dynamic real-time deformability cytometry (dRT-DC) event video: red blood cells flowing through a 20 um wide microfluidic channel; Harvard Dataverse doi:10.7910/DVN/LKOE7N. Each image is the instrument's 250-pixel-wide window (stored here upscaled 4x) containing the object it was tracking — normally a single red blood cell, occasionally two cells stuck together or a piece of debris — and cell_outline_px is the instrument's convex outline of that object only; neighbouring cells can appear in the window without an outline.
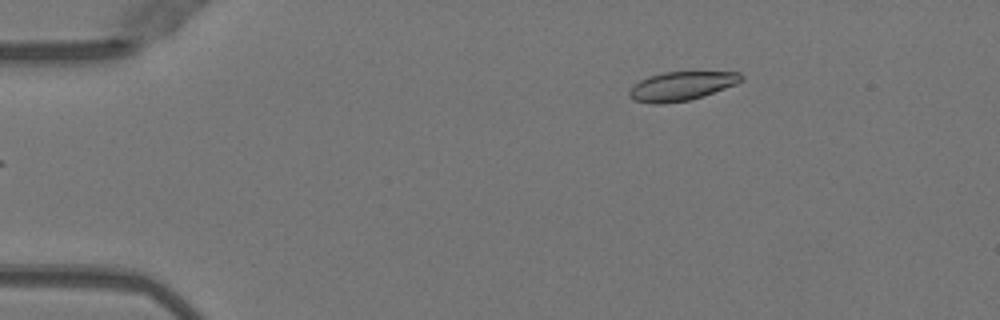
{"species": "Egyptian fruit bat (a non-hibernating species)", "species_latin": "Rousettus aegyptiacus", "temperature_condition": "warm", "stored_images_in_passage": 44, "camera_frame_rate_fps": 3000, "um_per_image_px": 0.085, "animal": {"sex": "female"}, "frame": {"image": 1, "passage_image": 1, "time_ms": 0.0, "image_size_px": [1000, 320], "cell_outline_px": [[744, 80], [736, 84], [704, 96], [688, 100], [660, 104], [652, 104], [632, 100], [628, 96], [628, 92], [640, 80], [648, 76], [664, 72], [740, 72], [744, 76]], "centroid_in_image_um": [57.93, 7.32], "position_along_channel_um": 27.1, "area_um2": 18.9}}
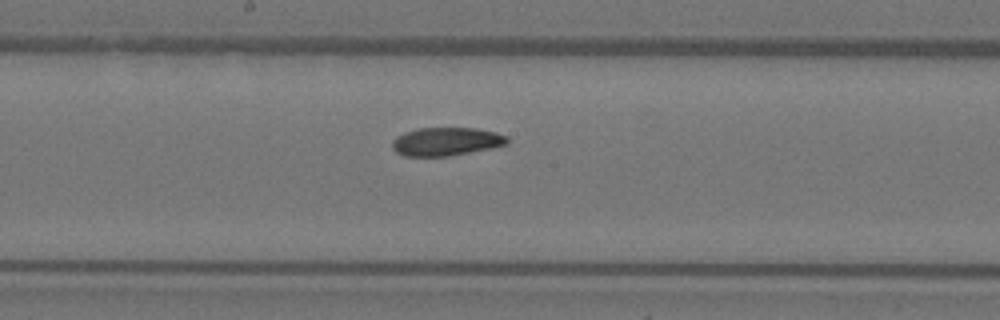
{"frame": {"image": 2, "passage_image": 20, "time_ms": 6.333, "image_size_px": [1000, 320], "cell_outline_px": [[508, 144], [492, 148], [452, 156], [404, 156], [396, 152], [392, 148], [392, 140], [396, 136], [404, 132], [416, 128], [476, 128], [496, 132], [508, 136]], "centroid_in_image_um": [37.92, 12.03], "position_along_channel_um": 210.3, "area_um2": 19.25}}
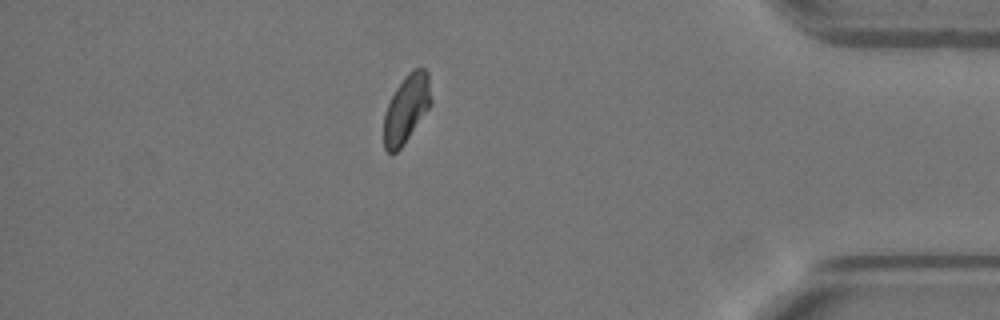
{"frame": {"image": 3, "passage_image": 37, "time_ms": 12.0, "image_size_px": [1000, 320], "cell_outline_px": [[432, 104], [400, 148], [396, 152], [388, 152], [384, 148], [384, 116], [388, 104], [396, 88], [404, 76], [412, 68], [424, 68], [428, 72], [432, 100]], "centroid_in_image_um": [34.56, 9.19], "position_along_channel_um": 400.6, "area_um2": 18.55}, "authors_computed_cell_mechanics": {"area_um2": 19.2763, "velocity_mm_per_s": 4.0034, "shape_relaxation_time_tau1_ms": 6.7802, "shape_relaxation_time_tau2_ms": 3.6483, "deformation_change_tau1": 0.181, "deformation_change_tau2": 0.0838}}